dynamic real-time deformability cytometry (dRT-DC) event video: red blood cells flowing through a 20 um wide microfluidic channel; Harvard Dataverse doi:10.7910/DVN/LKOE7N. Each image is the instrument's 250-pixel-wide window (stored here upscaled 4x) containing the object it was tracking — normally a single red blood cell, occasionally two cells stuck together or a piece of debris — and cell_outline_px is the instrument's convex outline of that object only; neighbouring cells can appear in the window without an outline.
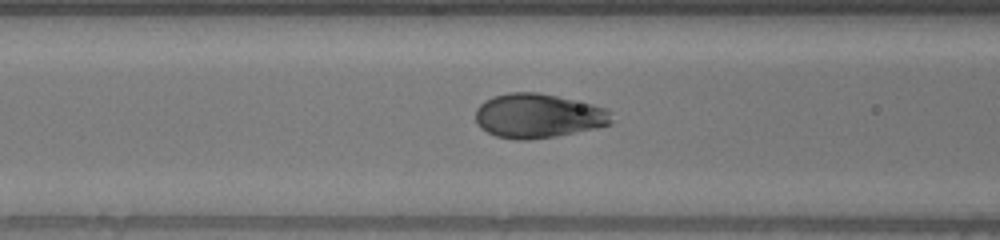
{"species": "human", "species_latin": "Homo sapiens", "temperature_condition": "warm", "stored_images_in_passage": 54, "camera_frame_rate_fps": 3000, "um_per_image_px": 0.085, "donor": {"sex": "male"}, "frame": {"image": 1, "passage_image": 20, "time_ms": 6.333, "image_size_px": [1000, 240], "cell_outline_px": [[612, 124], [596, 128], [556, 136], [528, 140], [516, 140], [496, 136], [480, 128], [476, 124], [476, 108], [484, 100], [492, 96], [508, 92], [536, 92], [556, 96], [592, 104], [604, 108], [612, 112]], "centroid_in_image_um": [45.72, 9.85], "position_along_channel_um": 120.9, "area_um2": 35.32}}
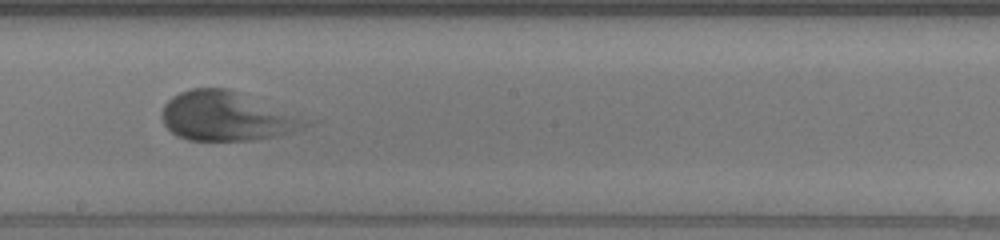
{"frame": {"image": 2, "passage_image": 29, "time_ms": 9.333, "image_size_px": [1000, 240], "cell_outline_px": [[312, 124], [292, 132], [280, 136], [252, 140], [188, 140], [176, 136], [164, 124], [164, 104], [172, 96], [180, 92], [192, 88], [228, 88]], "centroid_in_image_um": [19.15, 9.91], "position_along_channel_um": 229.0, "area_um2": 39.77}}
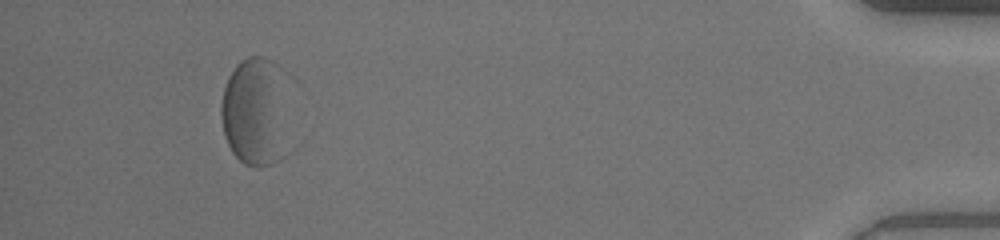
{"frame": {"image": 3, "passage_image": 50, "time_ms": 16.333, "image_size_px": [1000, 240], "cell_outline_px": [[284, 156], [280, 160], [272, 164], [244, 164], [232, 152], [224, 136], [220, 116], [220, 104], [224, 88], [228, 76], [236, 64], [240, 60], [248, 56], [264, 56], [272, 60], [280, 68]], "centroid_in_image_um": [21.57, 9.46], "position_along_channel_um": 413.6, "area_um2": 41.67}}